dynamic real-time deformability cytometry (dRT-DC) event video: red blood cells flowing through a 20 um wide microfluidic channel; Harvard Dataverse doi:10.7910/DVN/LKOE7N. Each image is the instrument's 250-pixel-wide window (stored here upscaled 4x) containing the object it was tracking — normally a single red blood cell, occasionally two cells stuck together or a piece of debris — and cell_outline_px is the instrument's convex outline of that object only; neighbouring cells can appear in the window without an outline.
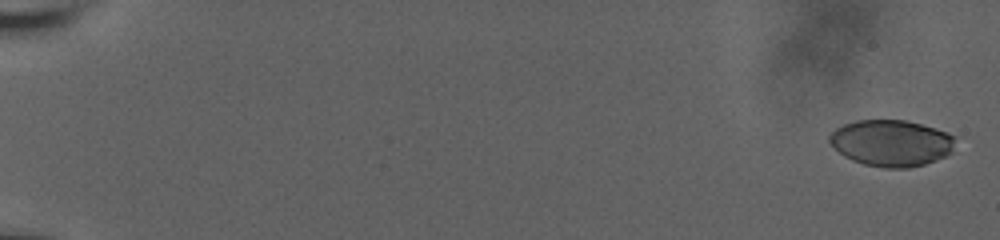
{"species": "human", "species_latin": "Homo sapiens", "temperature_condition": "room temperature", "stored_images_in_passage": 20, "camera_frame_rate_fps": 3000, "um_per_image_px": 0.085, "donor": {"sex": "male"}, "frame": {"image": 1, "passage_image": 1, "time_ms": 0.0, "image_size_px": [1000, 240], "cell_outline_px": [[956, 136], [952, 152], [936, 160], [924, 164], [908, 168], [884, 168], [864, 164], [852, 160], [844, 156], [828, 140], [828, 136], [836, 128], [844, 124], [856, 120], [908, 120], [936, 128], [948, 132]], "centroid_in_image_um": [75.79, 12.15], "position_along_channel_um": 9.2, "area_um2": 34.16}}
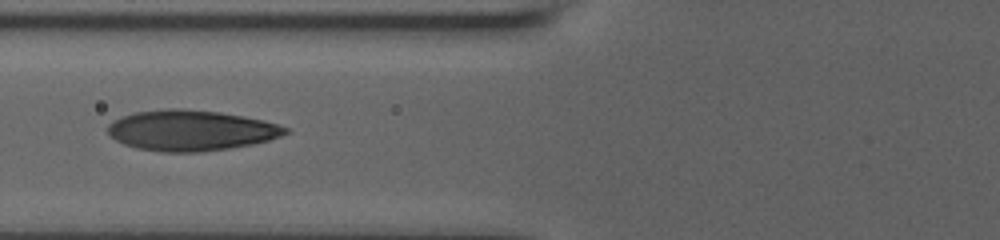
{"frame": {"image": 2, "passage_image": 12, "time_ms": 8.667, "image_size_px": [1000, 240], "cell_outline_px": [[288, 132], [280, 136], [268, 140], [252, 144], [228, 148], [200, 152], [164, 152], [136, 148], [124, 144], [116, 140], [108, 132], [108, 124], [112, 120], [120, 116], [136, 112], [168, 108], [180, 108], [220, 112], [244, 116], [264, 120], [288, 128]], "centroid_in_image_um": [16.2, 11.08], "position_along_channel_um": 109.6, "area_um2": 41.96}}
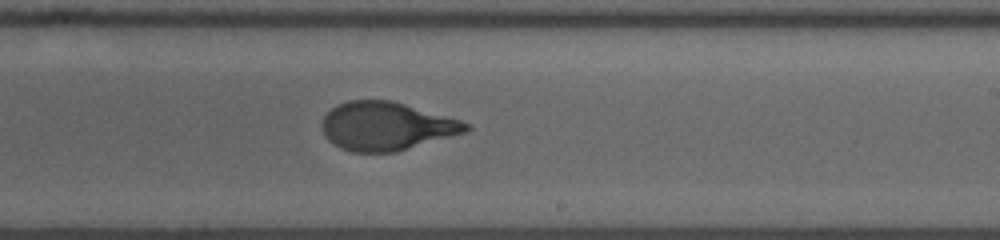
{"frame": {"image": 3, "passage_image": 20, "time_ms": 12.667, "image_size_px": [1000, 240], "cell_outline_px": [[472, 128], [464, 132], [396, 152], [352, 152], [340, 148], [328, 140], [324, 136], [320, 124], [324, 116], [336, 104], [348, 100], [392, 100], [460, 120], [472, 124]], "centroid_in_image_um": [32.8, 10.72], "position_along_channel_um": 256.2, "area_um2": 40.58}}